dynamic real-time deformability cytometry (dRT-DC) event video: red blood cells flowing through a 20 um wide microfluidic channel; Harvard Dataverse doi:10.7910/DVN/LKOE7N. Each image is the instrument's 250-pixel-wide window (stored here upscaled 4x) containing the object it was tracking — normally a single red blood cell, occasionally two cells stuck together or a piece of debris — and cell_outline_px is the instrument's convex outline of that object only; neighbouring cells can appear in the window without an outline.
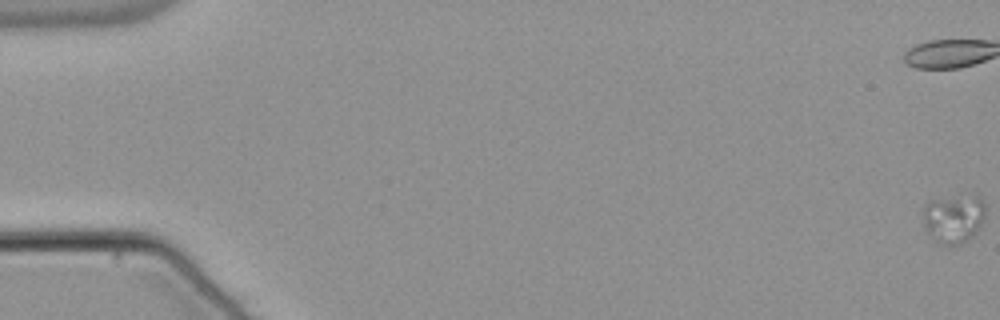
{"species": "common noctule bat (a hibernating species)", "species_latin": "Nyctalus noctula", "temperature_condition": "warm", "stored_images_in_passage": 59, "camera_frame_rate_fps": 3000, "um_per_image_px": 0.085, "animal": {"sex": "male", "body_mass_g": 21.5, "forearm_length_mm": 52.0}, "frame": {"image": 1, "passage_image": 1, "time_ms": 0.0, "image_size_px": [1000, 320], "cell_outline_px": [[984, 220], [972, 236], [960, 244], [940, 244], [928, 232], [920, 212], [924, 204], [928, 200], [972, 196], [976, 196], [984, 200]], "centroid_in_image_um": [81.02, 18.56], "position_along_channel_um": 4.0, "area_um2": 17.4}}
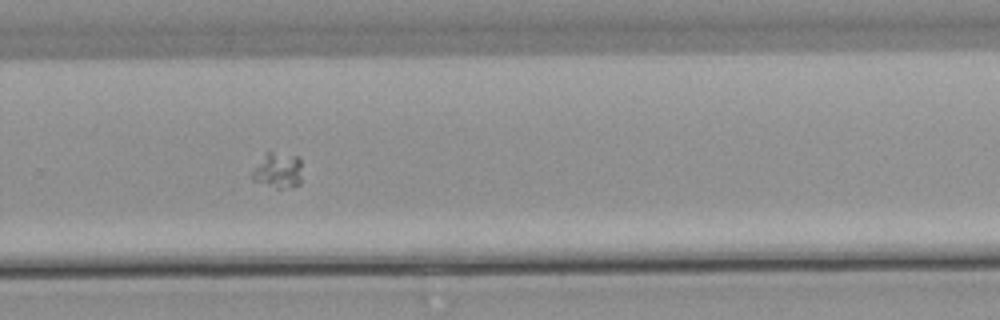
{"frame": {"image": 2, "passage_image": 41, "time_ms": 13.333, "image_size_px": [1000, 320], "cell_outline_px": [[300, 184], [284, 188], [276, 188], [252, 180], [252, 172], [268, 148], [296, 156], [300, 160]], "centroid_in_image_um": [23.6, 14.43], "position_along_channel_um": 306.2, "area_um2": 10.46}}
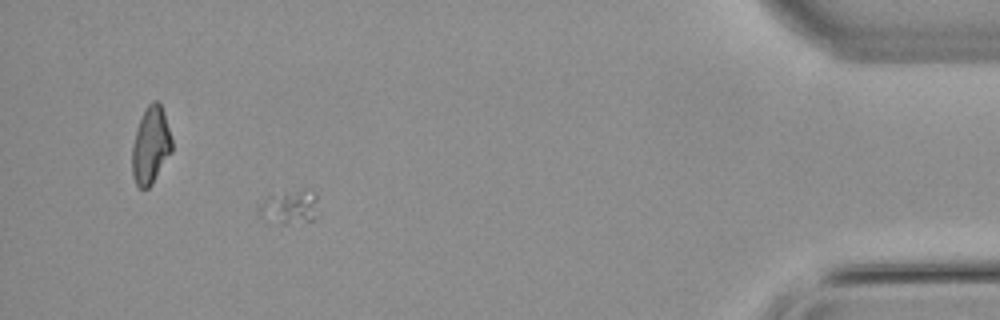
{"frame": {"image": 3, "passage_image": 54, "time_ms": 17.667, "image_size_px": [1000, 320], "cell_outline_px": [[316, 200], [312, 220], [284, 224], [264, 224], [256, 212], [260, 204], [264, 200], [284, 192], [300, 188], [316, 192]], "centroid_in_image_um": [24.5, 17.63], "position_along_channel_um": 410.7, "area_um2": 11.85}}